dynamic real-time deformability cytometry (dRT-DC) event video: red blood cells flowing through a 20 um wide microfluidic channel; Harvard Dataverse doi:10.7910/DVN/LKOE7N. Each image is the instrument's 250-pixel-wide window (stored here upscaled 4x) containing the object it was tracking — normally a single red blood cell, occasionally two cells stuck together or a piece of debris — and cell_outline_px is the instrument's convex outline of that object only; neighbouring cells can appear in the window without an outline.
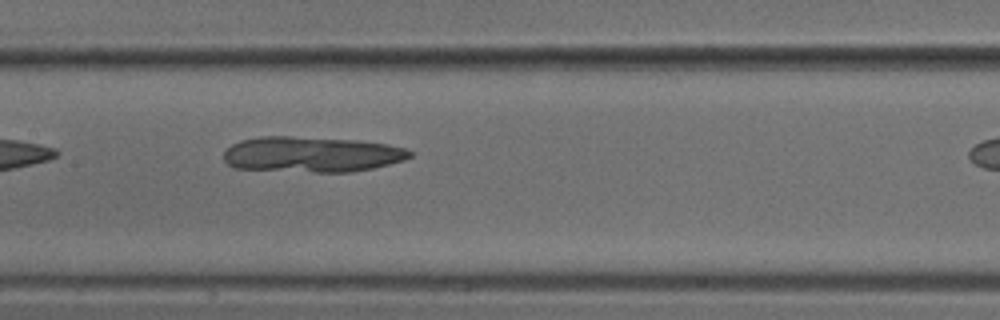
{"species": "common noctule bat (a hibernating species)", "species_latin": "Nyctalus noctula", "temperature_condition": "cold", "stored_images_in_passage": 8, "segment_of_instrument_passage": [1, 2], "camera_frame_rate_fps": 3000, "um_per_image_px": 0.085, "animal": {"sex": "male", "body_mass_g": 18.8}, "frame": {"image": 1, "passage_image": 7, "time_ms": 2.0, "image_size_px": [1000, 320], "cell_outline_px": [[412, 156], [404, 160], [372, 168], [352, 172], [316, 172], [236, 168], [228, 164], [224, 160], [224, 152], [232, 144], [240, 140], [260, 136], [292, 136], [356, 140], [388, 144], [404, 148], [412, 152]], "centroid_in_image_um": [26.49, 13.11], "position_along_channel_um": 180.9, "area_um2": 38.55}}